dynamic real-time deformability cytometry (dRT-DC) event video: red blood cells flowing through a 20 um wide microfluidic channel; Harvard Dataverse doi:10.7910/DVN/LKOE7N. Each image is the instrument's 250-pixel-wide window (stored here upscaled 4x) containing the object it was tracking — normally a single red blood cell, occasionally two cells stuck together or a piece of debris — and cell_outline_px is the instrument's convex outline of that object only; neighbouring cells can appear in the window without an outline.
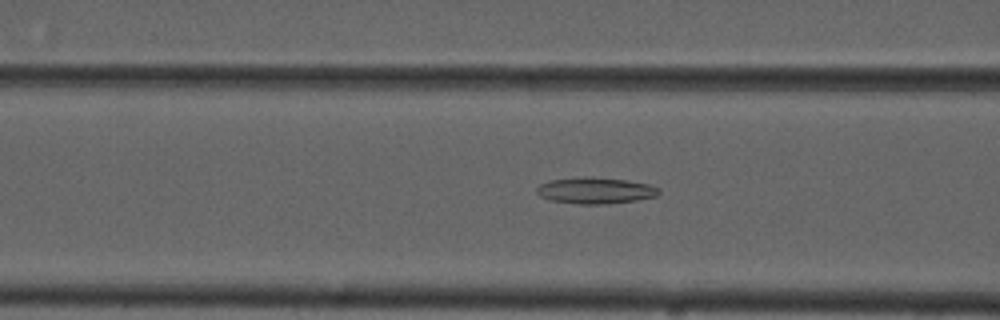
{"species": "common noctule bat (a hibernating species)", "species_latin": "Nyctalus noctula", "temperature_condition": "cold", "stored_images_in_passage": 54, "camera_frame_rate_fps": 3000, "um_per_image_px": 0.085, "animal": {"sex": "male", "forearm_length_mm": 52.5}, "frame": {"image": 1, "passage_image": 21, "time_ms": 6.667, "image_size_px": [1000, 320], "cell_outline_px": [[660, 192], [656, 196], [636, 200], [604, 204], [580, 204], [552, 200], [540, 196], [536, 192], [536, 188], [540, 184], [552, 180], [584, 176], [592, 176], [628, 180], [652, 184], [660, 188]], "centroid_in_image_um": [50.65, 16.18], "position_along_channel_um": 116.0, "area_um2": 18.84}}
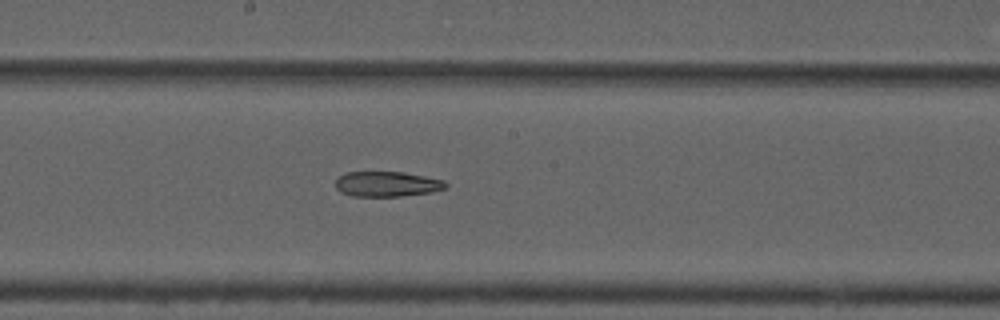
{"frame": {"image": 2, "passage_image": 29, "time_ms": 9.333, "image_size_px": [1000, 320], "cell_outline_px": [[448, 188], [432, 192], [400, 196], [352, 196], [340, 192], [336, 188], [336, 180], [340, 176], [348, 172], [404, 172], [444, 180], [448, 184]], "centroid_in_image_um": [32.93, 15.65], "position_along_channel_um": 215.3, "area_um2": 16.18}}
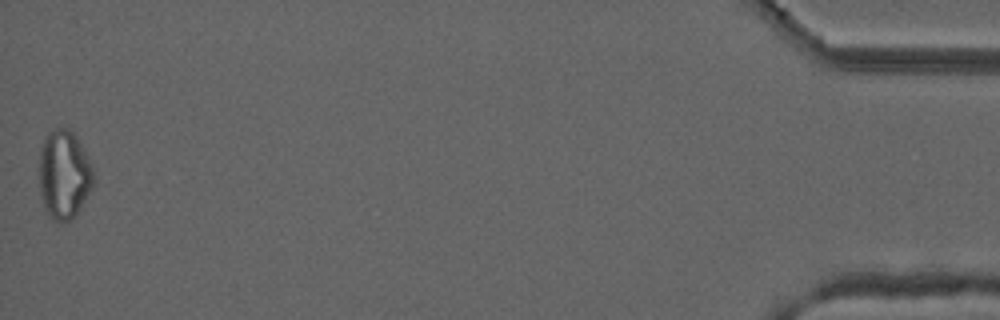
{"frame": {"image": 3, "passage_image": 54, "time_ms": 17.667, "image_size_px": [1000, 320], "cell_outline_px": [[96, 184], [76, 212], [68, 220], [52, 220], [48, 216], [44, 208], [40, 192], [40, 152], [44, 140], [48, 132], [56, 128], [68, 128], [76, 136], [92, 164], [96, 176]], "centroid_in_image_um": [5.47, 14.82], "position_along_channel_um": 429.7, "area_um2": 28.09}, "authors_computed_cell_mechanics": {"area_um2": 20.5768, "velocity_mm_per_s": 3.7183, "shape_relaxation_time_tau1_ms": null, "shape_relaxation_time_tau2_ms": 9.3791, "deformation_change_tau1": null, "deformation_change_tau2": 0.2205}}